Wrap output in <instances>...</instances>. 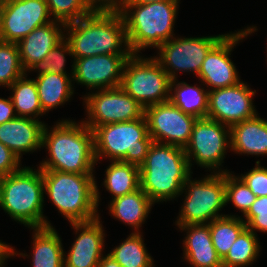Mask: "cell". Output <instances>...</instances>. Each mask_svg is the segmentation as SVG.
Listing matches in <instances>:
<instances>
[{"label":"cell","instance_id":"obj_3","mask_svg":"<svg viewBox=\"0 0 267 267\" xmlns=\"http://www.w3.org/2000/svg\"><path fill=\"white\" fill-rule=\"evenodd\" d=\"M192 173L184 148L153 142L139 166L140 188L154 204L175 200Z\"/></svg>","mask_w":267,"mask_h":267},{"label":"cell","instance_id":"obj_9","mask_svg":"<svg viewBox=\"0 0 267 267\" xmlns=\"http://www.w3.org/2000/svg\"><path fill=\"white\" fill-rule=\"evenodd\" d=\"M191 177L184 184L182 193L185 192L186 196L175 224H209L225 216L219 213L226 205L225 173L211 172L201 180H192Z\"/></svg>","mask_w":267,"mask_h":267},{"label":"cell","instance_id":"obj_33","mask_svg":"<svg viewBox=\"0 0 267 267\" xmlns=\"http://www.w3.org/2000/svg\"><path fill=\"white\" fill-rule=\"evenodd\" d=\"M53 20L65 24L77 21L94 10L86 0H45Z\"/></svg>","mask_w":267,"mask_h":267},{"label":"cell","instance_id":"obj_38","mask_svg":"<svg viewBox=\"0 0 267 267\" xmlns=\"http://www.w3.org/2000/svg\"><path fill=\"white\" fill-rule=\"evenodd\" d=\"M21 167L20 159L8 147L0 142V177L12 174Z\"/></svg>","mask_w":267,"mask_h":267},{"label":"cell","instance_id":"obj_22","mask_svg":"<svg viewBox=\"0 0 267 267\" xmlns=\"http://www.w3.org/2000/svg\"><path fill=\"white\" fill-rule=\"evenodd\" d=\"M258 115L230 127L231 151L241 155H267V120Z\"/></svg>","mask_w":267,"mask_h":267},{"label":"cell","instance_id":"obj_36","mask_svg":"<svg viewBox=\"0 0 267 267\" xmlns=\"http://www.w3.org/2000/svg\"><path fill=\"white\" fill-rule=\"evenodd\" d=\"M246 227L252 232L256 233L267 232V196L256 197L255 201L251 204L250 209L244 215Z\"/></svg>","mask_w":267,"mask_h":267},{"label":"cell","instance_id":"obj_6","mask_svg":"<svg viewBox=\"0 0 267 267\" xmlns=\"http://www.w3.org/2000/svg\"><path fill=\"white\" fill-rule=\"evenodd\" d=\"M37 168L21 167L0 182V208L28 228L52 226L43 215L44 183Z\"/></svg>","mask_w":267,"mask_h":267},{"label":"cell","instance_id":"obj_30","mask_svg":"<svg viewBox=\"0 0 267 267\" xmlns=\"http://www.w3.org/2000/svg\"><path fill=\"white\" fill-rule=\"evenodd\" d=\"M142 233L132 232L126 240L113 248L110 254L121 267H155L154 261L147 252Z\"/></svg>","mask_w":267,"mask_h":267},{"label":"cell","instance_id":"obj_5","mask_svg":"<svg viewBox=\"0 0 267 267\" xmlns=\"http://www.w3.org/2000/svg\"><path fill=\"white\" fill-rule=\"evenodd\" d=\"M179 2L180 0L146 4L124 3L119 12L125 21L127 41L132 54H138L148 47L157 49L174 37Z\"/></svg>","mask_w":267,"mask_h":267},{"label":"cell","instance_id":"obj_25","mask_svg":"<svg viewBox=\"0 0 267 267\" xmlns=\"http://www.w3.org/2000/svg\"><path fill=\"white\" fill-rule=\"evenodd\" d=\"M71 74L44 73L36 77L35 82L42 110L48 113L64 105L74 94L73 64Z\"/></svg>","mask_w":267,"mask_h":267},{"label":"cell","instance_id":"obj_14","mask_svg":"<svg viewBox=\"0 0 267 267\" xmlns=\"http://www.w3.org/2000/svg\"><path fill=\"white\" fill-rule=\"evenodd\" d=\"M144 116L153 142L181 148L189 143L197 120L195 116L181 111L170 100L146 107Z\"/></svg>","mask_w":267,"mask_h":267},{"label":"cell","instance_id":"obj_18","mask_svg":"<svg viewBox=\"0 0 267 267\" xmlns=\"http://www.w3.org/2000/svg\"><path fill=\"white\" fill-rule=\"evenodd\" d=\"M100 216L86 222H71L78 234L68 254H64V267H98L103 256L105 230Z\"/></svg>","mask_w":267,"mask_h":267},{"label":"cell","instance_id":"obj_26","mask_svg":"<svg viewBox=\"0 0 267 267\" xmlns=\"http://www.w3.org/2000/svg\"><path fill=\"white\" fill-rule=\"evenodd\" d=\"M208 89L190 86L186 82L172 80L169 100L184 113L206 118L208 111Z\"/></svg>","mask_w":267,"mask_h":267},{"label":"cell","instance_id":"obj_40","mask_svg":"<svg viewBox=\"0 0 267 267\" xmlns=\"http://www.w3.org/2000/svg\"><path fill=\"white\" fill-rule=\"evenodd\" d=\"M14 106L10 97L4 99L0 97V124L16 118Z\"/></svg>","mask_w":267,"mask_h":267},{"label":"cell","instance_id":"obj_37","mask_svg":"<svg viewBox=\"0 0 267 267\" xmlns=\"http://www.w3.org/2000/svg\"><path fill=\"white\" fill-rule=\"evenodd\" d=\"M256 197L267 196V168L256 161L255 168L239 176Z\"/></svg>","mask_w":267,"mask_h":267},{"label":"cell","instance_id":"obj_23","mask_svg":"<svg viewBox=\"0 0 267 267\" xmlns=\"http://www.w3.org/2000/svg\"><path fill=\"white\" fill-rule=\"evenodd\" d=\"M154 203L141 189L116 197L110 201L109 214L115 219L134 228V233L139 230L146 221Z\"/></svg>","mask_w":267,"mask_h":267},{"label":"cell","instance_id":"obj_15","mask_svg":"<svg viewBox=\"0 0 267 267\" xmlns=\"http://www.w3.org/2000/svg\"><path fill=\"white\" fill-rule=\"evenodd\" d=\"M45 0H8L1 10L0 40L18 43L35 28L52 21Z\"/></svg>","mask_w":267,"mask_h":267},{"label":"cell","instance_id":"obj_20","mask_svg":"<svg viewBox=\"0 0 267 267\" xmlns=\"http://www.w3.org/2000/svg\"><path fill=\"white\" fill-rule=\"evenodd\" d=\"M65 25L54 20L35 28L17 43L21 65L25 71L35 62L43 60L49 51L65 38Z\"/></svg>","mask_w":267,"mask_h":267},{"label":"cell","instance_id":"obj_45","mask_svg":"<svg viewBox=\"0 0 267 267\" xmlns=\"http://www.w3.org/2000/svg\"><path fill=\"white\" fill-rule=\"evenodd\" d=\"M8 0H0V6H3Z\"/></svg>","mask_w":267,"mask_h":267},{"label":"cell","instance_id":"obj_27","mask_svg":"<svg viewBox=\"0 0 267 267\" xmlns=\"http://www.w3.org/2000/svg\"><path fill=\"white\" fill-rule=\"evenodd\" d=\"M103 185L112 199L140 188L139 166L122 161H111L105 170Z\"/></svg>","mask_w":267,"mask_h":267},{"label":"cell","instance_id":"obj_32","mask_svg":"<svg viewBox=\"0 0 267 267\" xmlns=\"http://www.w3.org/2000/svg\"><path fill=\"white\" fill-rule=\"evenodd\" d=\"M25 73L20 61L18 44L0 40V86L10 87Z\"/></svg>","mask_w":267,"mask_h":267},{"label":"cell","instance_id":"obj_4","mask_svg":"<svg viewBox=\"0 0 267 267\" xmlns=\"http://www.w3.org/2000/svg\"><path fill=\"white\" fill-rule=\"evenodd\" d=\"M42 178L44 193L69 223L99 217L101 198L94 174L42 171Z\"/></svg>","mask_w":267,"mask_h":267},{"label":"cell","instance_id":"obj_44","mask_svg":"<svg viewBox=\"0 0 267 267\" xmlns=\"http://www.w3.org/2000/svg\"><path fill=\"white\" fill-rule=\"evenodd\" d=\"M8 258V251H0V267H5V260Z\"/></svg>","mask_w":267,"mask_h":267},{"label":"cell","instance_id":"obj_29","mask_svg":"<svg viewBox=\"0 0 267 267\" xmlns=\"http://www.w3.org/2000/svg\"><path fill=\"white\" fill-rule=\"evenodd\" d=\"M213 246L221 258L226 256L239 234L246 228L241 216L225 215L209 223Z\"/></svg>","mask_w":267,"mask_h":267},{"label":"cell","instance_id":"obj_8","mask_svg":"<svg viewBox=\"0 0 267 267\" xmlns=\"http://www.w3.org/2000/svg\"><path fill=\"white\" fill-rule=\"evenodd\" d=\"M171 81L154 56L131 54L124 64L120 87L145 109L169 100Z\"/></svg>","mask_w":267,"mask_h":267},{"label":"cell","instance_id":"obj_1","mask_svg":"<svg viewBox=\"0 0 267 267\" xmlns=\"http://www.w3.org/2000/svg\"><path fill=\"white\" fill-rule=\"evenodd\" d=\"M48 151L49 159L43 160L42 171H60L78 174H93L96 163L93 131L83 122L73 120L57 122L42 133V148Z\"/></svg>","mask_w":267,"mask_h":267},{"label":"cell","instance_id":"obj_19","mask_svg":"<svg viewBox=\"0 0 267 267\" xmlns=\"http://www.w3.org/2000/svg\"><path fill=\"white\" fill-rule=\"evenodd\" d=\"M45 124L39 119L16 117L0 124V142L21 161L22 153H33L42 147Z\"/></svg>","mask_w":267,"mask_h":267},{"label":"cell","instance_id":"obj_21","mask_svg":"<svg viewBox=\"0 0 267 267\" xmlns=\"http://www.w3.org/2000/svg\"><path fill=\"white\" fill-rule=\"evenodd\" d=\"M186 231L183 240V260L192 267H223L211 238L209 224L177 225Z\"/></svg>","mask_w":267,"mask_h":267},{"label":"cell","instance_id":"obj_11","mask_svg":"<svg viewBox=\"0 0 267 267\" xmlns=\"http://www.w3.org/2000/svg\"><path fill=\"white\" fill-rule=\"evenodd\" d=\"M87 118L83 122L93 131L98 126L129 122L141 118L144 108L120 86L84 95Z\"/></svg>","mask_w":267,"mask_h":267},{"label":"cell","instance_id":"obj_43","mask_svg":"<svg viewBox=\"0 0 267 267\" xmlns=\"http://www.w3.org/2000/svg\"><path fill=\"white\" fill-rule=\"evenodd\" d=\"M157 1H172V0H126L125 3H136V4H146Z\"/></svg>","mask_w":267,"mask_h":267},{"label":"cell","instance_id":"obj_41","mask_svg":"<svg viewBox=\"0 0 267 267\" xmlns=\"http://www.w3.org/2000/svg\"><path fill=\"white\" fill-rule=\"evenodd\" d=\"M98 267H121V265L110 254H105V257L102 256Z\"/></svg>","mask_w":267,"mask_h":267},{"label":"cell","instance_id":"obj_42","mask_svg":"<svg viewBox=\"0 0 267 267\" xmlns=\"http://www.w3.org/2000/svg\"><path fill=\"white\" fill-rule=\"evenodd\" d=\"M0 251H8V258L9 257H13V256H17V255H20L22 256L23 258L28 256L26 255L25 253H17V251H15V249L13 247H11L10 245L2 242L0 240Z\"/></svg>","mask_w":267,"mask_h":267},{"label":"cell","instance_id":"obj_31","mask_svg":"<svg viewBox=\"0 0 267 267\" xmlns=\"http://www.w3.org/2000/svg\"><path fill=\"white\" fill-rule=\"evenodd\" d=\"M259 243L257 234L246 227L222 259L223 267H245L251 265L257 260L261 252Z\"/></svg>","mask_w":267,"mask_h":267},{"label":"cell","instance_id":"obj_12","mask_svg":"<svg viewBox=\"0 0 267 267\" xmlns=\"http://www.w3.org/2000/svg\"><path fill=\"white\" fill-rule=\"evenodd\" d=\"M173 37L162 43L155 56L171 80L178 78L177 73L192 72L198 76L202 63L209 50L224 36Z\"/></svg>","mask_w":267,"mask_h":267},{"label":"cell","instance_id":"obj_34","mask_svg":"<svg viewBox=\"0 0 267 267\" xmlns=\"http://www.w3.org/2000/svg\"><path fill=\"white\" fill-rule=\"evenodd\" d=\"M256 196L250 188L237 175L231 172H225V200L226 205L232 202L234 207L239 209L243 216L248 212Z\"/></svg>","mask_w":267,"mask_h":267},{"label":"cell","instance_id":"obj_17","mask_svg":"<svg viewBox=\"0 0 267 267\" xmlns=\"http://www.w3.org/2000/svg\"><path fill=\"white\" fill-rule=\"evenodd\" d=\"M131 54H103L74 59L73 82L90 90L121 85L124 64Z\"/></svg>","mask_w":267,"mask_h":267},{"label":"cell","instance_id":"obj_7","mask_svg":"<svg viewBox=\"0 0 267 267\" xmlns=\"http://www.w3.org/2000/svg\"><path fill=\"white\" fill-rule=\"evenodd\" d=\"M96 163L101 158L140 166L153 143L145 116L129 121L98 126L93 130Z\"/></svg>","mask_w":267,"mask_h":267},{"label":"cell","instance_id":"obj_46","mask_svg":"<svg viewBox=\"0 0 267 267\" xmlns=\"http://www.w3.org/2000/svg\"><path fill=\"white\" fill-rule=\"evenodd\" d=\"M1 10H2V6H0V19H1Z\"/></svg>","mask_w":267,"mask_h":267},{"label":"cell","instance_id":"obj_28","mask_svg":"<svg viewBox=\"0 0 267 267\" xmlns=\"http://www.w3.org/2000/svg\"><path fill=\"white\" fill-rule=\"evenodd\" d=\"M8 88L12 90L10 99L17 117L38 119L37 117L46 114L42 110L34 78L28 79L25 73Z\"/></svg>","mask_w":267,"mask_h":267},{"label":"cell","instance_id":"obj_2","mask_svg":"<svg viewBox=\"0 0 267 267\" xmlns=\"http://www.w3.org/2000/svg\"><path fill=\"white\" fill-rule=\"evenodd\" d=\"M64 32H67L64 33L65 39L70 44L74 59L103 54H132L125 21L119 11L94 10L77 21L67 23Z\"/></svg>","mask_w":267,"mask_h":267},{"label":"cell","instance_id":"obj_35","mask_svg":"<svg viewBox=\"0 0 267 267\" xmlns=\"http://www.w3.org/2000/svg\"><path fill=\"white\" fill-rule=\"evenodd\" d=\"M66 55L73 56L70 44L64 38L60 43L53 47L49 53L44 57L43 60L35 62L27 70L38 71L37 75L44 73H57V74H67L65 70Z\"/></svg>","mask_w":267,"mask_h":267},{"label":"cell","instance_id":"obj_16","mask_svg":"<svg viewBox=\"0 0 267 267\" xmlns=\"http://www.w3.org/2000/svg\"><path fill=\"white\" fill-rule=\"evenodd\" d=\"M255 92L243 81L231 87L209 90L206 118L232 127L256 116L258 112L253 105Z\"/></svg>","mask_w":267,"mask_h":267},{"label":"cell","instance_id":"obj_13","mask_svg":"<svg viewBox=\"0 0 267 267\" xmlns=\"http://www.w3.org/2000/svg\"><path fill=\"white\" fill-rule=\"evenodd\" d=\"M256 26L238 30L236 33L225 34L207 53L200 68L198 78L200 84L206 85L209 90L231 87L239 82L240 76L233 61L230 59L232 49L240 40H243L251 33L256 32Z\"/></svg>","mask_w":267,"mask_h":267},{"label":"cell","instance_id":"obj_39","mask_svg":"<svg viewBox=\"0 0 267 267\" xmlns=\"http://www.w3.org/2000/svg\"><path fill=\"white\" fill-rule=\"evenodd\" d=\"M93 10L119 11L126 0H86Z\"/></svg>","mask_w":267,"mask_h":267},{"label":"cell","instance_id":"obj_10","mask_svg":"<svg viewBox=\"0 0 267 267\" xmlns=\"http://www.w3.org/2000/svg\"><path fill=\"white\" fill-rule=\"evenodd\" d=\"M227 147L231 148L230 127L209 118H198L184 150L190 168L194 161L198 166L208 168L207 171L213 169L212 173H225L229 170H222L220 166L224 162Z\"/></svg>","mask_w":267,"mask_h":267},{"label":"cell","instance_id":"obj_24","mask_svg":"<svg viewBox=\"0 0 267 267\" xmlns=\"http://www.w3.org/2000/svg\"><path fill=\"white\" fill-rule=\"evenodd\" d=\"M33 230L32 267H64L65 253L61 237L53 226Z\"/></svg>","mask_w":267,"mask_h":267}]
</instances>
